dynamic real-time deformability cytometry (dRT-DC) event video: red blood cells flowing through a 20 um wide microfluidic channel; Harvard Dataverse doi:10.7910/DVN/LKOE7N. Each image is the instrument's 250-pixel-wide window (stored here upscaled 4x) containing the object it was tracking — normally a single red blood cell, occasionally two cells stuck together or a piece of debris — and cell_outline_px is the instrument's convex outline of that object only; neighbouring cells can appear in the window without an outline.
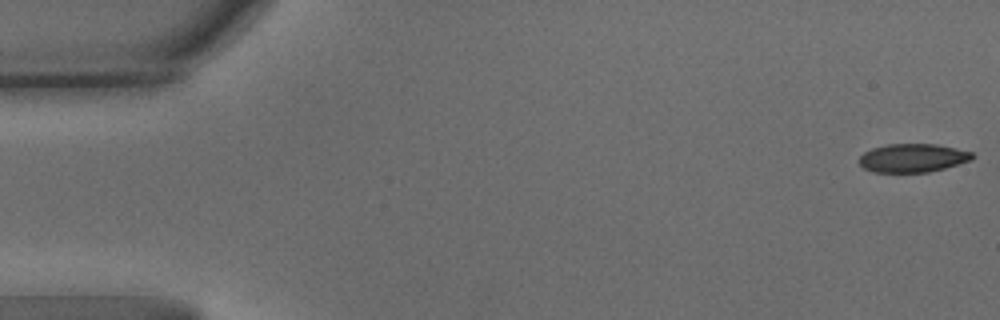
{"species": "common noctule bat (a hibernating species)", "species_latin": "Nyctalus noctula", "temperature_condition": "warm", "stored_images_in_passage": 62, "camera_frame_rate_fps": 3000, "um_per_image_px": 0.085, "animal": {"sex": "male", "body_mass_g": 15.6}, "frame": {"image": 1, "passage_image": 1, "time_ms": 0.0, "image_size_px": [1000, 320], "cell_outline_px": [[976, 156], [972, 160], [944, 168], [928, 172], [872, 172], [864, 168], [860, 164], [860, 156], [864, 152], [872, 148], [888, 144], [936, 144], [956, 148], [972, 152]], "centroid_in_image_um": [77.6, 13.42], "position_along_channel_um": 7.4, "area_um2": 18.79}}
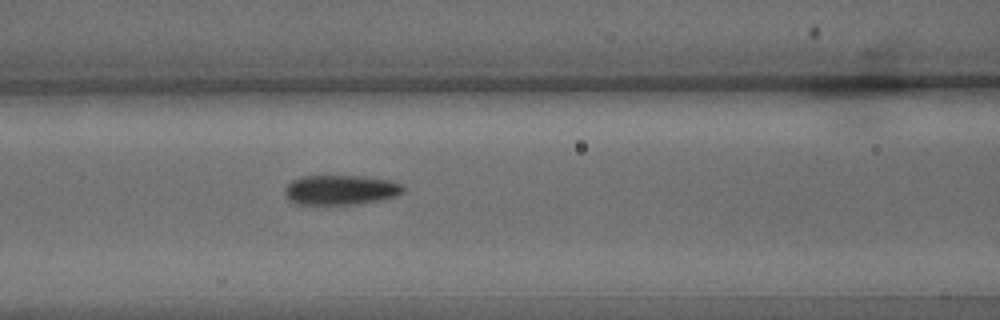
{"frame": {"image": 2, "passage_image": 26, "time_ms": 8.333, "image_size_px": [1000, 320], "cell_outline_px": [[404, 192], [400, 196], [380, 200], [356, 204], [296, 204], [288, 200], [284, 192], [284, 188], [292, 180], [300, 176], [360, 176], [388, 180], [404, 184]], "centroid_in_image_um": [28.97, 16.14], "position_along_channel_um": 137.6, "area_um2": 20.75}}
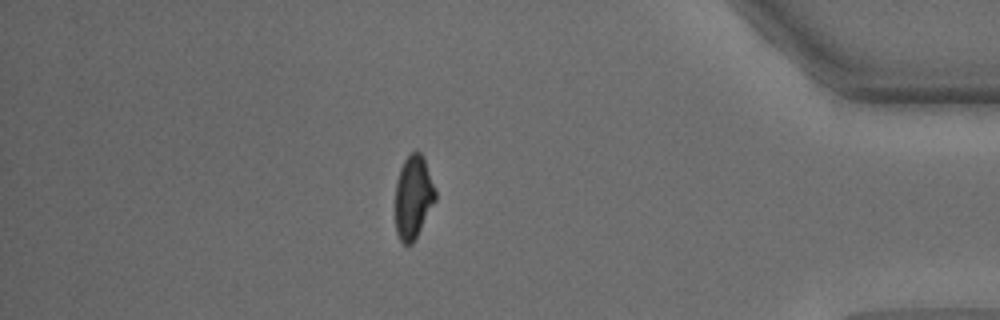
{"frame": {"image": 3, "passage_image": 54, "time_ms": 17.667, "image_size_px": [1000, 320], "cell_outline_px": [[436, 200], [412, 244], [404, 244], [400, 240], [396, 232], [396, 180], [400, 168], [404, 160], [412, 152], [420, 152], [424, 156], [436, 192]], "centroid_in_image_um": [35.13, 16.74], "position_along_channel_um": 400.1, "area_um2": 19.31}, "authors_computed_cell_mechanics": {"area_um2": 20.2878, "velocity_mm_per_s": 3.2268, "shape_relaxation_time_tau1_ms": 5.8774, "shape_relaxation_time_tau2_ms": 2.1422, "deformation_change_tau1": 0.1521, "deformation_change_tau2": 0.0788}}